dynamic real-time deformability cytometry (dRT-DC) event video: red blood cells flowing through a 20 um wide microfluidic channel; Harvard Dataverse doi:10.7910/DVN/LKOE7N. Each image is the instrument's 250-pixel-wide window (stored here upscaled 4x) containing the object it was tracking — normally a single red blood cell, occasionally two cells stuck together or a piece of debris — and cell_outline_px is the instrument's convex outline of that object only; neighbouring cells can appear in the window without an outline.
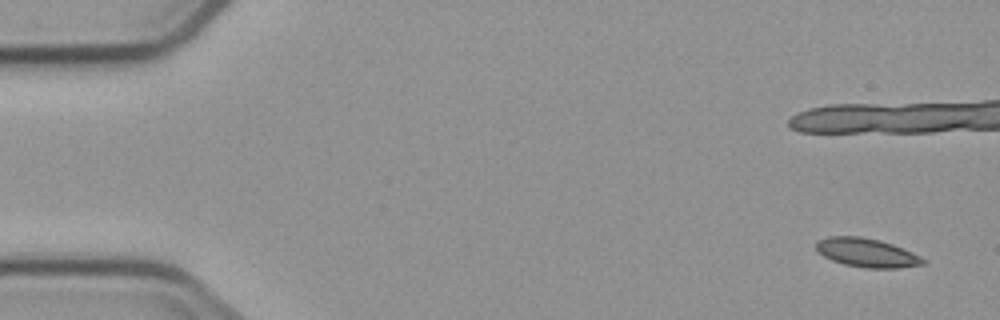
{"species": "common noctule bat (a hibernating species)", "species_latin": "Nyctalus noctula", "temperature_condition": "cold", "stored_images_in_passage": 6, "camera_frame_rate_fps": 3000, "um_per_image_px": 0.085, "animal": {"sex": "male", "body_mass_g": 23.1, "forearm_length_mm": 52.7}, "frame": {"image": 1, "passage_image": 1, "time_ms": 0.0, "image_size_px": [1000, 320], "cell_outline_px": [[928, 260], [924, 264], [896, 268], [868, 268], [844, 264], [832, 260], [824, 256], [816, 248], [816, 240], [828, 236], [860, 236], [880, 240], [892, 244], [912, 252]], "centroid_in_image_um": [73.68, 21.47], "position_along_channel_um": 11.3, "area_um2": 17.92}}
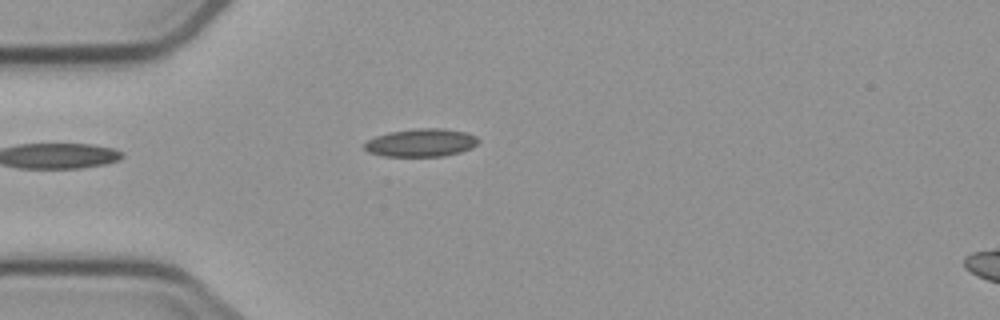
{"frame": {"image": 2, "passage_image": 6, "time_ms": 6.0, "image_size_px": [1000, 320], "cell_outline_px": [[480, 140], [472, 148], [460, 152], [444, 156], [384, 156], [368, 152], [364, 148], [364, 144], [368, 140], [376, 136], [388, 132], [416, 128], [440, 128], [468, 132], [476, 136]], "centroid_in_image_um": [35.81, 12.12], "position_along_channel_um": 49.2, "area_um2": 18.67}}